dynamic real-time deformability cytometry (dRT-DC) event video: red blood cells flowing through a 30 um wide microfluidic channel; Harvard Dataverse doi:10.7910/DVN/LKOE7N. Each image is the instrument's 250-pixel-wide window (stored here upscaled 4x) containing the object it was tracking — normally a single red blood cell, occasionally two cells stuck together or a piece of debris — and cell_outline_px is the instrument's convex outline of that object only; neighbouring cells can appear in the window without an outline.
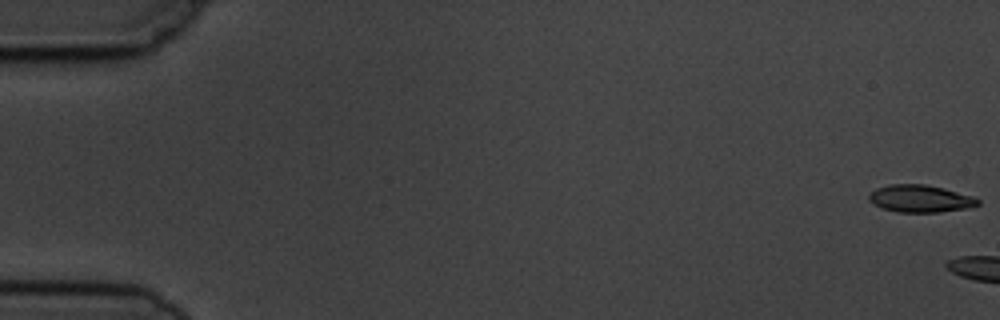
{"species": "common noctule bat (a hibernating species)", "species_latin": "Nyctalus noctula", "temperature_condition": "cold", "stored_images_in_passage": 3, "camera_frame_rate_fps": 3000, "um_per_image_px": 0.085, "animal": {"sex": "male", "body_mass_g": 19.5, "forearm_length_mm": 54.6}, "frame": {"image": 1, "passage_image": 1, "time_ms": 0.0, "image_size_px": [1000, 320], "cell_outline_px": [[980, 204], [968, 208], [940, 212], [896, 212], [884, 208], [868, 200], [868, 196], [876, 188], [888, 184], [924, 184], [944, 188], [972, 196], [980, 200]], "centroid_in_image_um": [78.24, 16.88], "position_along_channel_um": 6.8, "area_um2": 17.28}}